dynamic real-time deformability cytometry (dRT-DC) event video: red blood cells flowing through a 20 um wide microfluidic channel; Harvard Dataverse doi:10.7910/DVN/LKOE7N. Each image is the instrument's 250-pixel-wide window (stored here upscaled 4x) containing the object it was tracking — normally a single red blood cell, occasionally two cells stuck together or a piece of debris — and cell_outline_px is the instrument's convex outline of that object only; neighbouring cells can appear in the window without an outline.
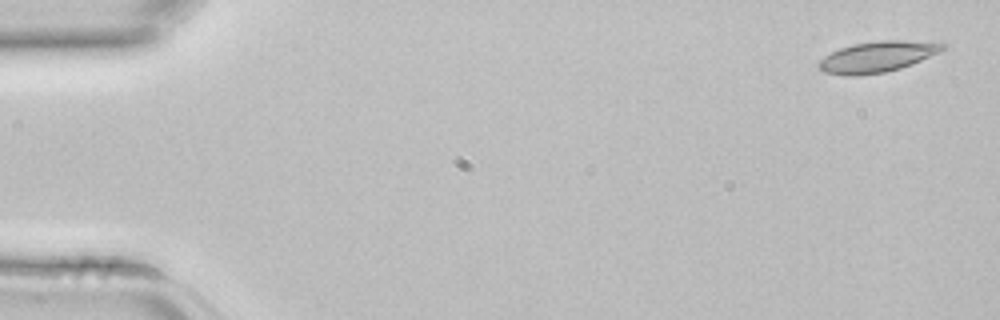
{"species": "common noctule bat (a hibernating species)", "species_latin": "Nyctalus noctula", "temperature_condition": "room temperature", "stored_images_in_passage": 4, "camera_frame_rate_fps": 3000, "um_per_image_px": 0.085, "animal": {"sex": "female", "body_mass_g": 22.7, "forearm_length_mm": 54.2}, "frame": {"image": 1, "passage_image": 1, "time_ms": 0.0, "image_size_px": [1000, 320], "cell_outline_px": [[944, 48], [940, 52], [912, 64], [900, 68], [884, 72], [856, 76], [848, 76], [824, 72], [816, 64], [824, 56], [840, 48], [852, 44], [880, 40], [940, 40], [944, 44]], "centroid_in_image_um": [74.63, 4.8], "position_along_channel_um": 10.4, "area_um2": 22.6}}
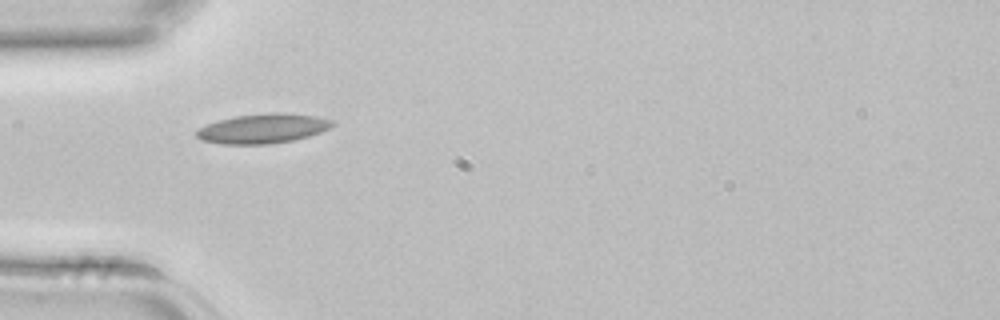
{"frame": {"image": 2, "passage_image": 4, "time_ms": 1.0, "image_size_px": [1000, 320], "cell_outline_px": [[336, 124], [332, 128], [308, 136], [292, 140], [268, 144], [220, 144], [200, 140], [196, 136], [196, 128], [220, 120], [236, 116], [268, 112], [284, 112], [316, 116], [332, 120]], "centroid_in_image_um": [22.35, 10.92], "position_along_channel_um": 62.6, "area_um2": 23.58}}